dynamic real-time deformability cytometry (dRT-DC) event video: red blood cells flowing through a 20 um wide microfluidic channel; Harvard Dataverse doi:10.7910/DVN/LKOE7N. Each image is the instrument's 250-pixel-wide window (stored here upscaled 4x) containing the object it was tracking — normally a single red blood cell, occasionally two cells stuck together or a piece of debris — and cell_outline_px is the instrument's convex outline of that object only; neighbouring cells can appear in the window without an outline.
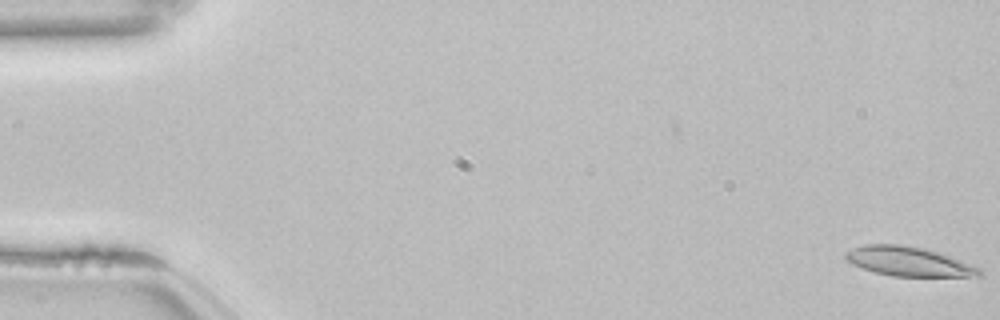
{"species": "common noctule bat (a hibernating species)", "species_latin": "Nyctalus noctula", "temperature_condition": "room temperature", "stored_images_in_passage": 54, "camera_frame_rate_fps": 3000, "um_per_image_px": 0.085, "animal": {"sex": "female", "body_mass_g": 22.7, "forearm_length_mm": 54.2}, "frame": {"image": 1, "passage_image": 1, "time_ms": 0.0, "image_size_px": [1000, 320], "cell_outline_px": [[984, 272], [980, 276], [892, 276], [872, 272], [852, 264], [844, 256], [844, 252], [852, 248], [864, 244], [904, 244], [924, 248], [940, 252], [952, 256], [980, 268]], "centroid_in_image_um": [77.23, 22.21], "position_along_channel_um": 7.8, "area_um2": 23.18}}
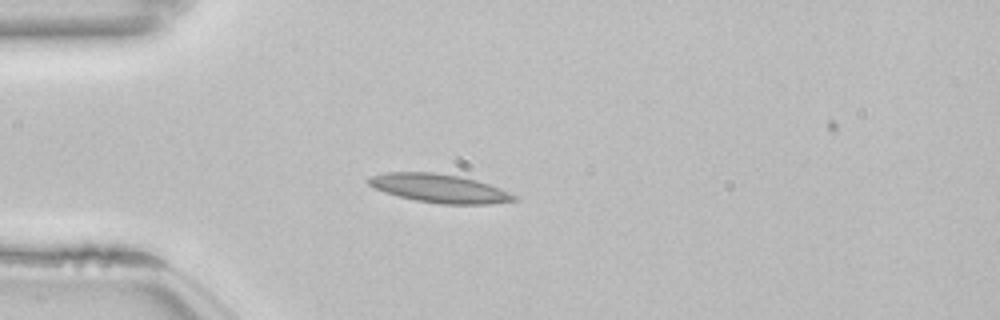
{"frame": {"image": 2, "passage_image": 15, "time_ms": 4.667, "image_size_px": [1000, 320], "cell_outline_px": [[520, 200], [488, 204], [440, 204], [416, 200], [384, 192], [368, 184], [364, 180], [368, 176], [384, 172], [432, 172], [460, 176], [476, 180], [500, 188], [516, 196]], "centroid_in_image_um": [37.31, 16.0], "position_along_channel_um": 47.7, "area_um2": 24.28}}
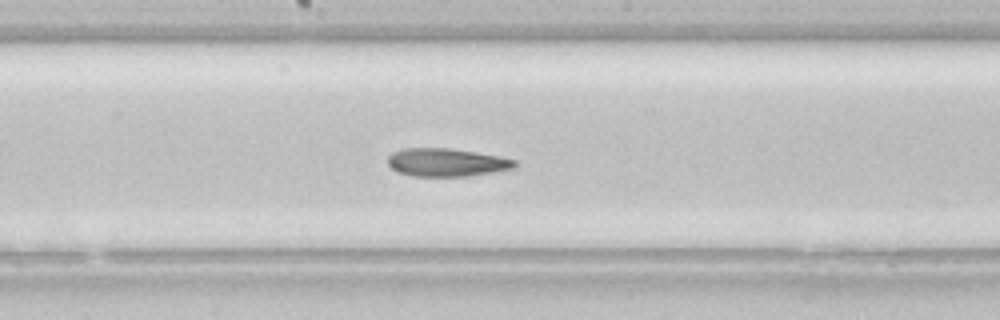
{"frame": {"image": 3, "passage_image": 29, "time_ms": 9.333, "image_size_px": [1000, 320], "cell_outline_px": [[516, 168], [468, 176], [412, 176], [400, 172], [392, 168], [388, 164], [388, 156], [392, 152], [400, 148], [448, 148], [500, 156], [516, 160]], "centroid_in_image_um": [37.95, 13.8], "position_along_channel_um": 210.3, "area_um2": 20.75}, "authors_computed_cell_mechanics": {"area_um2": 22.7443, "velocity_mm_per_s": 3.8239, "shape_relaxation_time_tau1_ms": 10.619, "shape_relaxation_time_tau2_ms": 3.2678, "deformation_change_tau1": 0.2228, "deformation_change_tau2": 0.1152}}